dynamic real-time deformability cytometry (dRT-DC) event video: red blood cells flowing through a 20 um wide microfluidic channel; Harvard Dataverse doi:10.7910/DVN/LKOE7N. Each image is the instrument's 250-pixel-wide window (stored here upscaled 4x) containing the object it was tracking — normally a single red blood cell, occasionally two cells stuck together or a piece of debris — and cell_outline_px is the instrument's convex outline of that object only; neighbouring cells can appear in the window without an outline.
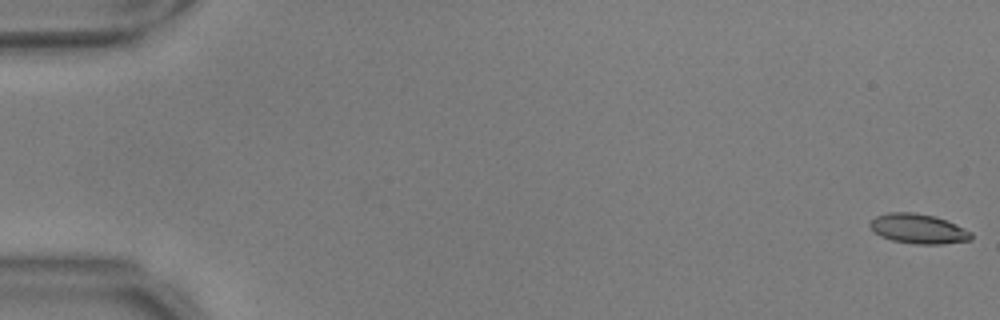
{"species": "common noctule bat (a hibernating species)", "species_latin": "Nyctalus noctula", "temperature_condition": "warm", "stored_images_in_passage": 14, "camera_frame_rate_fps": 3000, "um_per_image_px": 0.085, "animal": {"sex": "male", "body_mass_g": 17.9, "forearm_length_mm": 54.2}, "frame": {"image": 1, "passage_image": 1, "time_ms": 0.0, "image_size_px": [1000, 320], "cell_outline_px": [[972, 240], [944, 244], [916, 244], [892, 240], [880, 236], [868, 224], [876, 216], [888, 212], [916, 212], [936, 216], [956, 224], [972, 232]], "centroid_in_image_um": [78.09, 19.44], "position_along_channel_um": 6.9, "area_um2": 17.63}}